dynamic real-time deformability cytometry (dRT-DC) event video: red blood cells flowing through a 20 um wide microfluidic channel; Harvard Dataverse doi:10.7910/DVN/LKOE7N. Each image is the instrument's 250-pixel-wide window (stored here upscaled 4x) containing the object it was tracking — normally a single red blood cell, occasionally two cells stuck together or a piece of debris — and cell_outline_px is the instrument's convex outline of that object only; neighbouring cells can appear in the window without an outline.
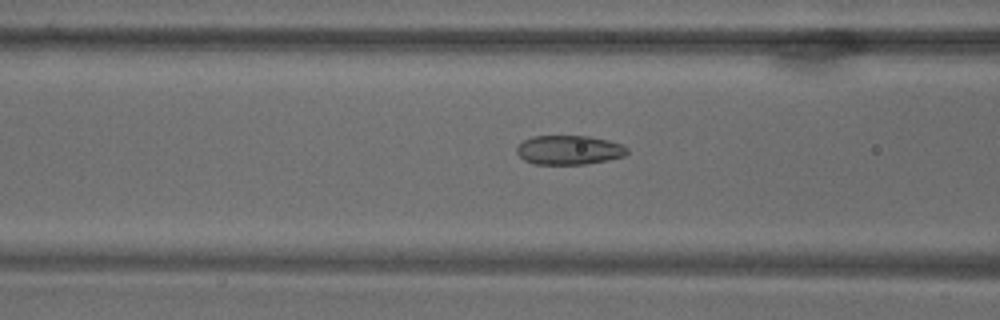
{"species": "common noctule bat (a hibernating species)", "species_latin": "Nyctalus noctula", "temperature_condition": "warm", "stored_images_in_passage": 70, "camera_frame_rate_fps": 3000, "um_per_image_px": 0.085, "animal": {"sex": "male", "body_mass_g": 18.8}, "frame": {"image": 1, "passage_image": 29, "time_ms": 9.333, "image_size_px": [1000, 320], "cell_outline_px": [[628, 152], [624, 156], [608, 160], [584, 164], [536, 164], [524, 160], [516, 152], [516, 148], [524, 140], [532, 136], [588, 136], [608, 140], [620, 144], [628, 148]], "centroid_in_image_um": [48.37, 12.75], "position_along_channel_um": 118.2, "area_um2": 18.73}}
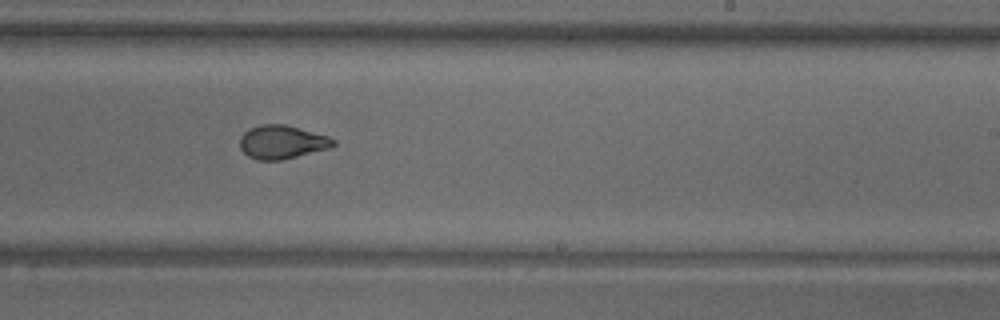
{"frame": {"image": 2, "passage_image": 44, "time_ms": 14.333, "image_size_px": [1000, 320], "cell_outline_px": [[336, 144], [332, 148], [280, 160], [256, 160], [248, 156], [240, 148], [240, 136], [248, 128], [260, 124], [284, 124], [328, 136], [336, 140]], "centroid_in_image_um": [23.97, 12.07], "position_along_channel_um": 265.0, "area_um2": 18.38}}
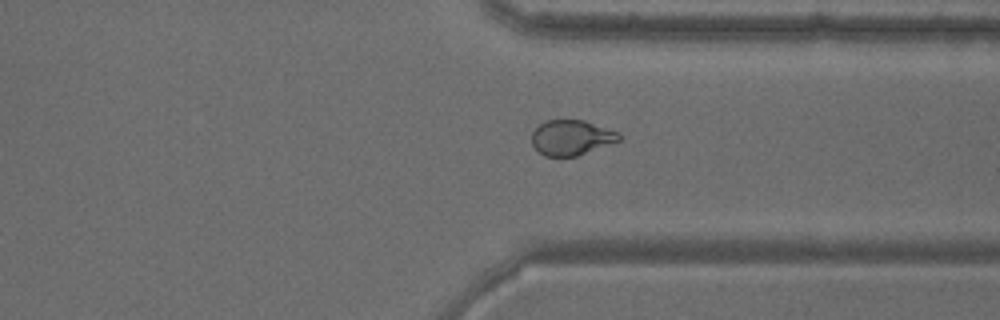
{"frame": {"image": 3, "passage_image": 54, "time_ms": 17.667, "image_size_px": [1000, 320], "cell_outline_px": [[620, 140], [576, 156], [544, 156], [532, 144], [532, 132], [544, 120], [584, 120], [620, 132]], "centroid_in_image_um": [48.56, 11.68], "position_along_channel_um": 362.8, "area_um2": 17.74}}